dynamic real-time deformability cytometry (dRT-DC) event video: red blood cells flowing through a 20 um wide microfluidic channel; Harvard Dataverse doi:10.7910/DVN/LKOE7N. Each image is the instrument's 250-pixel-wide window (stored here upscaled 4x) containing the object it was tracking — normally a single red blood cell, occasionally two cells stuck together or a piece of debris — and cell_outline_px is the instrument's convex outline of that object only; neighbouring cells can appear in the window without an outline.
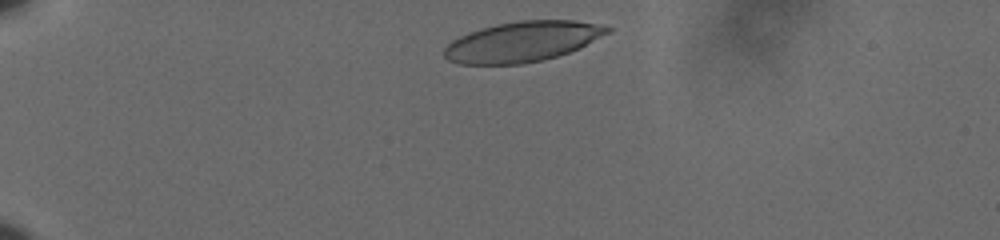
{"species": "human", "species_latin": "Homo sapiens", "temperature_condition": "cold", "stored_images_in_passage": 40, "camera_frame_rate_fps": 3000, "um_per_image_px": 0.085, "donor": {"sex": "male"}, "frame": {"image": 1, "passage_image": 3, "time_ms": 0.667, "image_size_px": [1000, 240], "cell_outline_px": [[612, 28], [608, 32], [568, 52], [556, 56], [540, 60], [520, 64], [460, 64], [448, 60], [444, 56], [444, 48], [452, 40], [468, 32], [496, 24], [520, 20], [572, 20]], "centroid_in_image_um": [44.3, 3.54], "position_along_channel_um": 40.7, "area_um2": 37.51}}
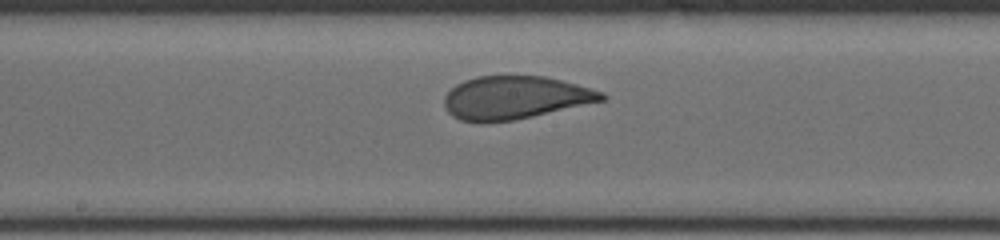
{"frame": {"image": 2, "passage_image": 22, "time_ms": 7.0, "image_size_px": [1000, 240], "cell_outline_px": [[608, 96], [604, 100], [532, 116], [512, 120], [460, 120], [452, 116], [448, 112], [444, 104], [444, 96], [456, 84], [464, 80], [476, 76], [544, 76], [576, 84], [604, 92]], "centroid_in_image_um": [43.78, 8.27], "position_along_channel_um": 204.4, "area_um2": 38.73}}
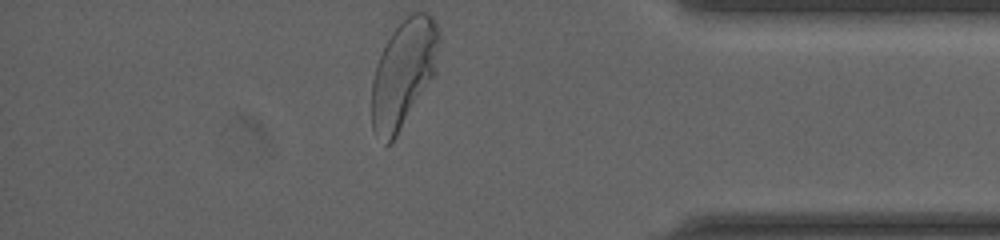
{"frame": {"image": 3, "passage_image": 40, "time_ms": 13.0, "image_size_px": [1000, 240], "cell_outline_px": [[440, 40], [436, 72], [396, 136], [388, 144], [384, 144], [372, 128], [372, 80], [376, 64], [392, 32], [412, 12], [428, 12], [432, 16], [440, 32]], "centroid_in_image_um": [34.32, 6.21], "position_along_channel_um": 400.9, "area_um2": 41.73}, "authors_computed_cell_mechanics": {"area_um2": 39.882, "velocity_mm_per_s": 3.6016, "shape_relaxation_time_tau1_ms": 2.9669, "shape_relaxation_time_tau2_ms": null, "deformation_change_tau1": 0.1546, "deformation_change_tau2": null}}